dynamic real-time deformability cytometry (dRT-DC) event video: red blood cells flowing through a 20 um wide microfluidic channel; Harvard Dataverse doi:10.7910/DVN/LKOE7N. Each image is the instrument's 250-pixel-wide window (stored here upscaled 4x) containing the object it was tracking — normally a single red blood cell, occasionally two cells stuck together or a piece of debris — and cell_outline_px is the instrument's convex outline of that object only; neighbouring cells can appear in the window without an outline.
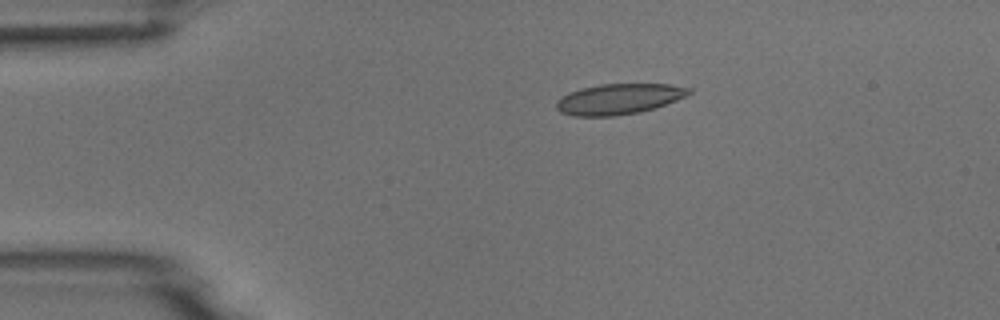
{"species": "common noctule bat (a hibernating species)", "species_latin": "Nyctalus noctula", "temperature_condition": "room temperature", "stored_images_in_passage": 5, "camera_frame_rate_fps": 3000, "um_per_image_px": 0.085, "animal": {"sex": "male", "body_mass_g": 18.8}, "frame": {"image": 1, "passage_image": 1, "time_ms": 0.0, "image_size_px": [1000, 320], "cell_outline_px": [[692, 92], [676, 100], [640, 112], [612, 116], [572, 116], [560, 112], [556, 108], [556, 100], [560, 96], [584, 88], [600, 84], [668, 84], [692, 88]], "centroid_in_image_um": [52.57, 8.42], "position_along_channel_um": 32.4, "area_um2": 23.41}}
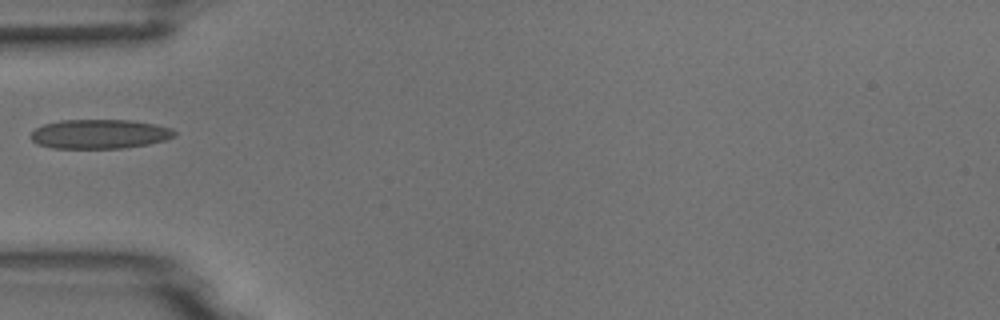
{"frame": {"image": 2, "passage_image": 3, "time_ms": 2.333, "image_size_px": [1000, 320], "cell_outline_px": [[176, 136], [164, 140], [148, 144], [124, 148], [52, 148], [36, 144], [32, 140], [32, 132], [36, 128], [44, 124], [60, 120], [132, 120], [172, 128], [176, 132]], "centroid_in_image_um": [8.46, 11.39], "position_along_channel_um": 76.5, "area_um2": 24.51}}